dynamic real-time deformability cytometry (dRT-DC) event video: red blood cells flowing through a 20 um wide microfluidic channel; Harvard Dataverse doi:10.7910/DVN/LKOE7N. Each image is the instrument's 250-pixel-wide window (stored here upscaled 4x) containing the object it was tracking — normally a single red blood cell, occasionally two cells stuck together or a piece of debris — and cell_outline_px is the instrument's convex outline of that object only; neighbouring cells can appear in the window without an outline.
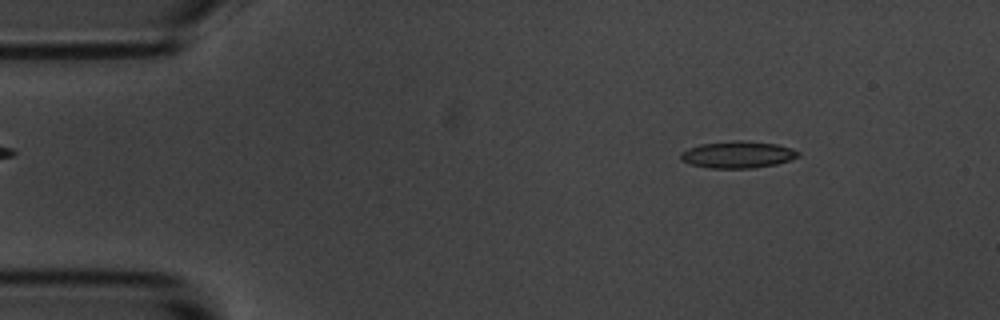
{"species": "common noctule bat (a hibernating species)", "species_latin": "Nyctalus noctula", "temperature_condition": "room temperature", "stored_images_in_passage": 10, "camera_frame_rate_fps": 3000, "um_per_image_px": 0.085, "animal": {"sex": "male", "body_mass_g": 20.1, "forearm_length_mm": 53.5}, "frame": {"image": 1, "passage_image": 1, "time_ms": 0.0, "image_size_px": [1000, 320], "cell_outline_px": [[800, 156], [776, 164], [752, 168], [708, 168], [692, 164], [680, 160], [680, 152], [688, 148], [700, 144], [732, 140], [744, 140], [776, 144], [792, 148], [800, 152]], "centroid_in_image_um": [62.69, 13.13], "position_along_channel_um": 22.3, "area_um2": 18.5}}
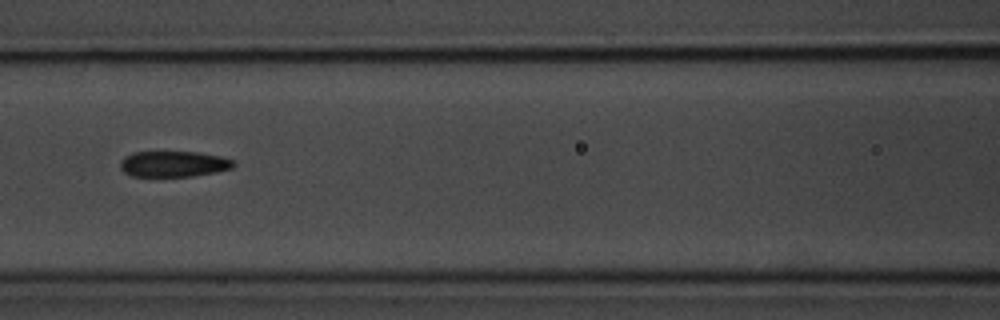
{"frame": {"image": 2, "passage_image": 6, "time_ms": 5.667, "image_size_px": [1000, 320], "cell_outline_px": [[236, 164], [232, 168], [216, 172], [192, 176], [132, 176], [124, 172], [120, 168], [120, 160], [124, 156], [132, 152], [200, 152], [220, 156], [232, 160]], "centroid_in_image_um": [14.73, 13.93], "position_along_channel_um": 151.9, "area_um2": 17.11}}
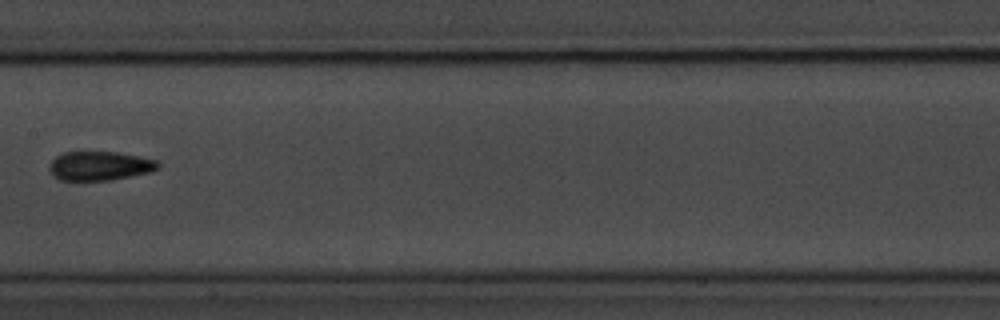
{"frame": {"image": 3, "passage_image": 7, "time_ms": 7.0, "image_size_px": [1000, 320], "cell_outline_px": [[160, 164], [152, 172], [112, 180], [60, 180], [52, 176], [48, 168], [48, 164], [56, 156], [64, 152], [116, 152], [156, 160]], "centroid_in_image_um": [8.43, 14.11], "position_along_channel_um": 199.0, "area_um2": 18.44}}